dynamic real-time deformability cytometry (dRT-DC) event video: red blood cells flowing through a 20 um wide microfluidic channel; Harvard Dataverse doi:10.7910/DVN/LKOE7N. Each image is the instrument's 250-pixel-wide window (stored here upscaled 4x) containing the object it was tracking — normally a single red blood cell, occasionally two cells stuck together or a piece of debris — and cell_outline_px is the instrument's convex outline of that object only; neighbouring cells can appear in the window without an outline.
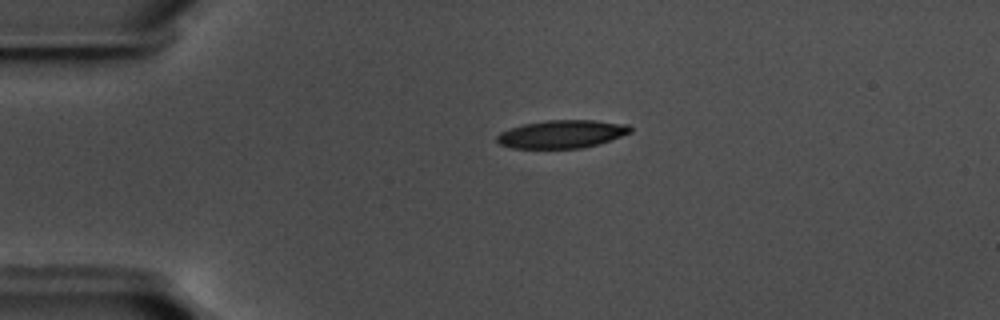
{"species": "common noctule bat (a hibernating species)", "species_latin": "Nyctalus noctula", "temperature_condition": "warm", "stored_images_in_passage": 38, "camera_frame_rate_fps": 3000, "um_per_image_px": 0.085, "animal": {"sex": "male", "body_mass_g": 17.5, "forearm_length_mm": 52.3}, "frame": {"image": 1, "passage_image": 1, "time_ms": 0.0, "image_size_px": [1000, 320], "cell_outline_px": [[632, 132], [600, 144], [580, 148], [512, 148], [500, 144], [496, 140], [496, 136], [500, 132], [524, 124], [544, 120], [592, 120], [628, 124], [632, 128]], "centroid_in_image_um": [47.78, 11.39], "position_along_channel_um": 37.2, "area_um2": 21.79}}
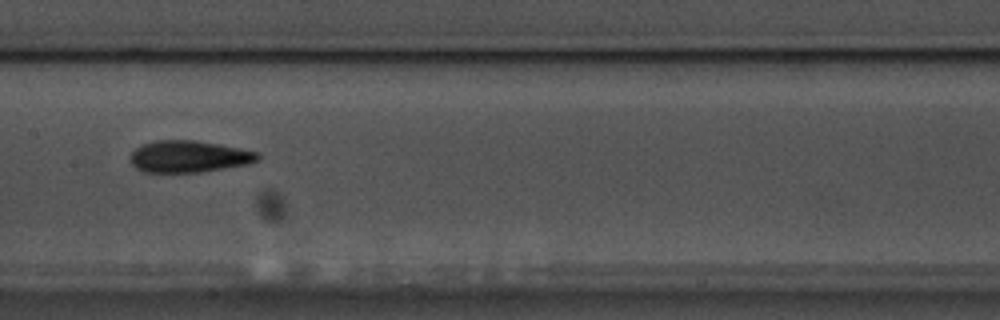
{"frame": {"image": 2, "passage_image": 17, "time_ms": 5.333, "image_size_px": [1000, 320], "cell_outline_px": [[260, 160], [248, 164], [200, 172], [144, 172], [136, 168], [128, 160], [128, 156], [140, 144], [156, 140], [196, 140], [220, 144], [260, 152]], "centroid_in_image_um": [16.04, 13.29], "position_along_channel_um": 191.4, "area_um2": 23.93}}
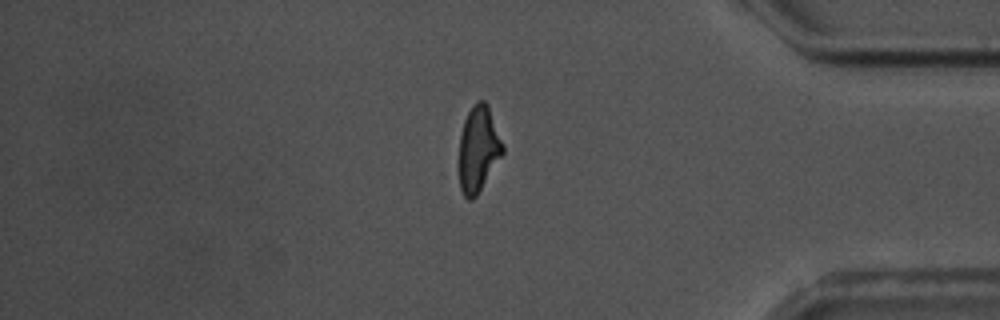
{"frame": {"image": 3, "passage_image": 36, "time_ms": 11.667, "image_size_px": [1000, 320], "cell_outline_px": [[504, 152], [476, 196], [472, 200], [468, 200], [464, 196], [460, 188], [460, 136], [464, 120], [472, 104], [476, 100], [484, 100], [488, 104], [504, 144]], "centroid_in_image_um": [40.68, 12.62], "position_along_channel_um": 394.5, "area_um2": 21.79}, "authors_computed_cell_mechanics": {"area_um2": 22.5709, "velocity_mm_per_s": 3.6154, "shape_relaxation_time_tau1_ms": 3.647, "shape_relaxation_time_tau2_ms": 3.3787, "deformation_change_tau1": 0.1736, "deformation_change_tau2": 0.1233}}